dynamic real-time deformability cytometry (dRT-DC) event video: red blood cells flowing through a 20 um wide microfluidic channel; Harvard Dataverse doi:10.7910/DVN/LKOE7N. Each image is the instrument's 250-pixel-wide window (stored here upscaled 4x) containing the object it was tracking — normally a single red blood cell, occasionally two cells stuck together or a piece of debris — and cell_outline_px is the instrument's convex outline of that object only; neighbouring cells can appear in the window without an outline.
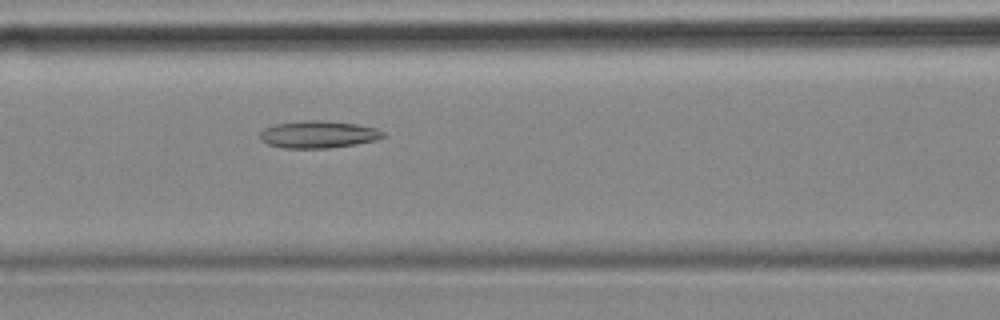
{"species": "common noctule bat (a hibernating species)", "species_latin": "Nyctalus noctula", "temperature_condition": "cold", "stored_images_in_passage": 56, "camera_frame_rate_fps": 3000, "um_per_image_px": 0.085, "animal": {"sex": "female", "body_mass_g": 18.4}, "frame": {"image": 1, "passage_image": 23, "time_ms": 7.333, "image_size_px": [1000, 320], "cell_outline_px": [[388, 136], [376, 140], [356, 144], [328, 148], [284, 148], [268, 144], [260, 140], [260, 132], [264, 128], [276, 124], [304, 120], [324, 120], [356, 124], [376, 128], [384, 132]], "centroid_in_image_um": [27.08, 11.42], "position_along_channel_um": 139.5, "area_um2": 19.65}}
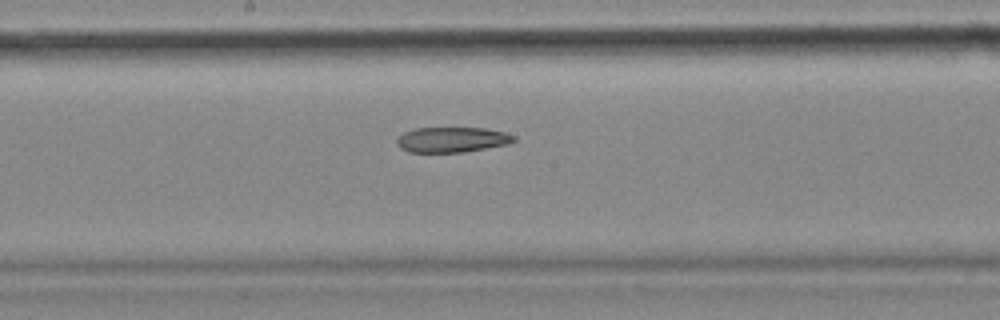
{"frame": {"image": 2, "passage_image": 29, "time_ms": 9.333, "image_size_px": [1000, 320], "cell_outline_px": [[516, 140], [508, 144], [464, 152], [408, 152], [400, 148], [396, 144], [396, 140], [404, 132], [416, 128], [484, 128], [504, 132], [516, 136]], "centroid_in_image_um": [38.42, 11.87], "position_along_channel_um": 209.8, "area_um2": 17.22}}
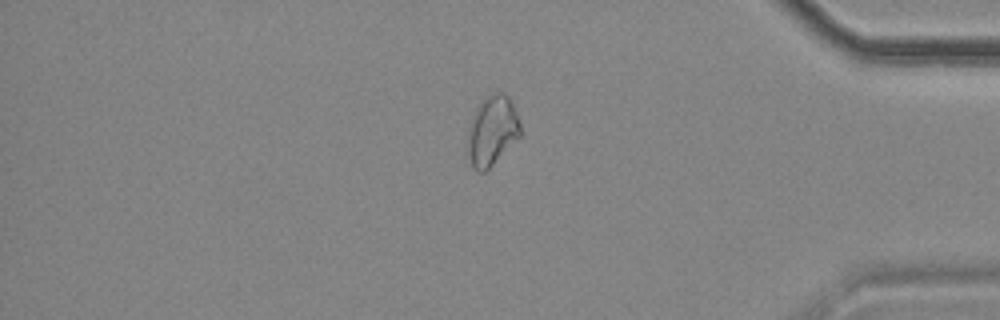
{"frame": {"image": 3, "passage_image": 47, "time_ms": 15.333, "image_size_px": [1000, 320], "cell_outline_px": [[520, 136], [484, 172], [476, 172], [472, 168], [468, 156], [468, 128], [472, 116], [476, 108], [484, 96], [492, 92], [504, 92], [508, 96], [516, 112], [520, 124]], "centroid_in_image_um": [41.8, 11.08], "position_along_channel_um": 393.4, "area_um2": 21.39}, "authors_computed_cell_mechanics": {"area_um2": 21.0392, "velocity_mm_per_s": 3.528, "shape_relaxation_time_tau1_ms": null, "shape_relaxation_time_tau2_ms": 9.5426, "deformation_change_tau1": null, "deformation_change_tau2": 0.1853}}